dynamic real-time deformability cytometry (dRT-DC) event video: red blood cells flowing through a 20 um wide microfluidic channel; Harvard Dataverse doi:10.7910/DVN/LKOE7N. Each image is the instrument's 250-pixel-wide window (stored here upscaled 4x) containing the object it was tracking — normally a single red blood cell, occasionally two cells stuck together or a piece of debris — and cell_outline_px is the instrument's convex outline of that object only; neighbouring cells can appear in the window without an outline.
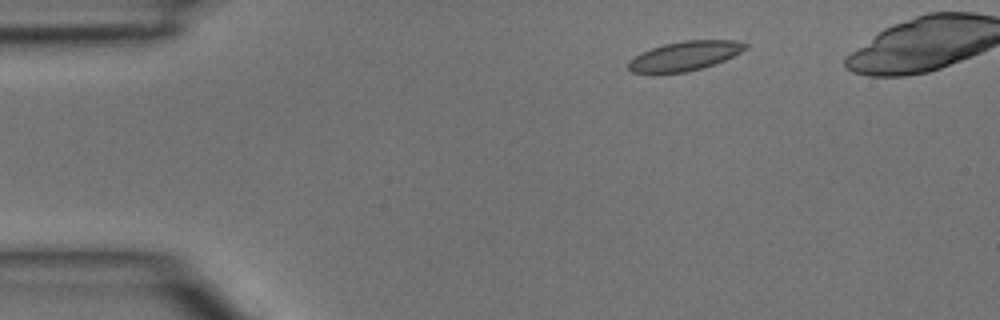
{"species": "common noctule bat (a hibernating species)", "species_latin": "Nyctalus noctula", "temperature_condition": "room temperature", "stored_images_in_passage": 4, "camera_frame_rate_fps": 3000, "um_per_image_px": 0.085, "animal": {"sex": "male", "body_mass_g": 15.6}, "frame": {"image": 1, "passage_image": 2, "time_ms": 0.333, "image_size_px": [1000, 320], "cell_outline_px": [[748, 48], [724, 60], [704, 68], [684, 72], [632, 72], [628, 68], [628, 60], [640, 52], [664, 44], [684, 40], [736, 40], [748, 44]], "centroid_in_image_um": [58.22, 4.74], "position_along_channel_um": 26.8, "area_um2": 19.88}}